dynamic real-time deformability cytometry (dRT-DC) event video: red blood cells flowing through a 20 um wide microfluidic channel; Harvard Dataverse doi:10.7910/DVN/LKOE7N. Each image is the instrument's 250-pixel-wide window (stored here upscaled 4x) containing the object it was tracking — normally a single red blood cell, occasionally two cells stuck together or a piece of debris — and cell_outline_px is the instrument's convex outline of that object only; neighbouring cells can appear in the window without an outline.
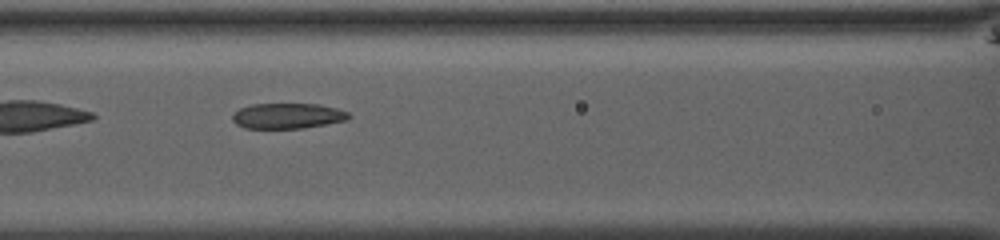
{"species": "common noctule bat (a hibernating species)", "species_latin": "Nyctalus noctula", "temperature_condition": "room temperature", "stored_images_in_passage": 36, "camera_frame_rate_fps": 3000, "um_per_image_px": 0.085, "animal": {"sex": "male", "body_mass_g": 13.0, "forearm_length_mm": 53.1}, "frame": {"image": 1, "passage_image": 8, "time_ms": 2.333, "image_size_px": [1000, 240], "cell_outline_px": [[352, 116], [348, 120], [304, 128], [244, 128], [236, 124], [232, 120], [232, 116], [240, 108], [252, 104], [320, 104], [336, 108], [348, 112]], "centroid_in_image_um": [24.47, 9.85], "position_along_channel_um": 142.1, "area_um2": 17.28}}
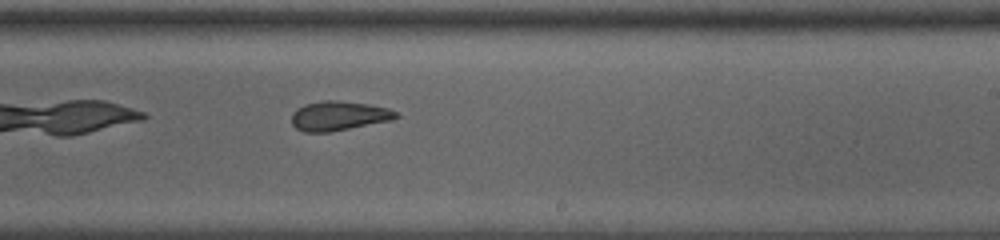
{"frame": {"image": 2, "passage_image": 17, "time_ms": 5.333, "image_size_px": [1000, 240], "cell_outline_px": [[400, 116], [392, 120], [328, 132], [304, 132], [296, 128], [292, 124], [292, 112], [296, 108], [304, 104], [324, 100], [336, 100], [368, 104], [388, 108], [396, 112]], "centroid_in_image_um": [28.77, 9.84], "position_along_channel_um": 260.2, "area_um2": 17.86}}
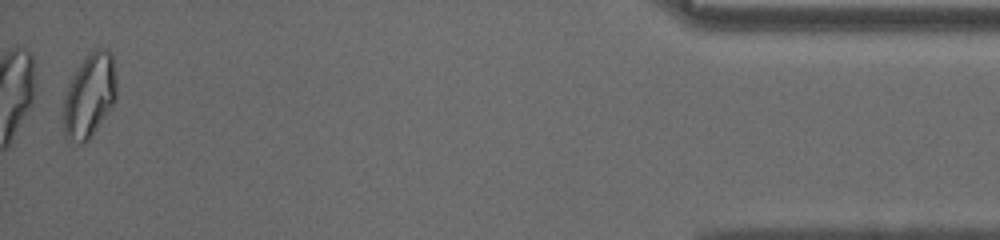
{"frame": {"image": 3, "passage_image": 35, "time_ms": 11.333, "image_size_px": [1000, 240], "cell_outline_px": [[116, 100], [112, 108], [88, 140], [84, 144], [68, 144], [64, 136], [64, 96], [68, 84], [72, 76], [84, 56], [88, 52], [96, 48], [108, 48], [112, 52], [116, 76]], "centroid_in_image_um": [7.61, 8.13], "position_along_channel_um": 427.6, "area_um2": 26.76}, "authors_computed_cell_mechanics": {"area_um2": 18.1203, "velocity_mm_per_s": 3.9385, "shape_relaxation_time_tau1_ms": null, "shape_relaxation_time_tau2_ms": 2.1954, "deformation_change_tau1": null, "deformation_change_tau2": 0.0648}}